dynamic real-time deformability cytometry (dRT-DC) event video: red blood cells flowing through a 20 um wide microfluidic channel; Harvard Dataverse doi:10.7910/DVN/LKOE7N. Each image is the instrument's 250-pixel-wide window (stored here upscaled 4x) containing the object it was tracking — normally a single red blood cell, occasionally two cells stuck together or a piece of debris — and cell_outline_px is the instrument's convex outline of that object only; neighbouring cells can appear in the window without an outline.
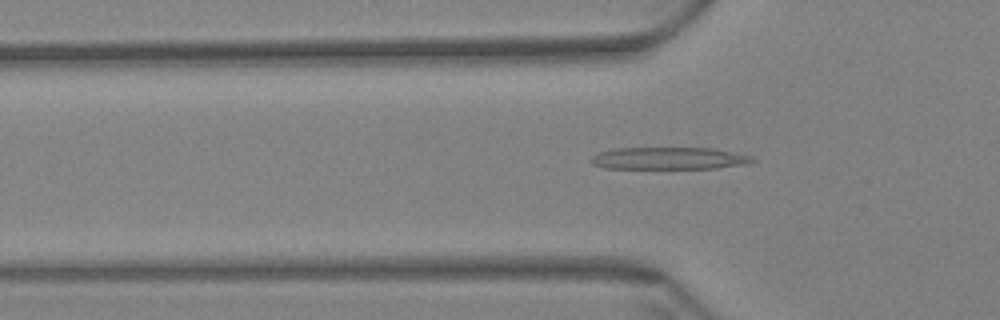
{"species": "Egyptian fruit bat (a non-hibernating species)", "species_latin": "Rousettus aegyptiacus", "temperature_condition": "warm", "stored_images_in_passage": 59, "camera_frame_rate_fps": 3000, "um_per_image_px": 0.085, "animal": {"sex": "female"}, "frame": {"image": 1, "passage_image": 19, "time_ms": 6.0, "image_size_px": [1000, 320], "cell_outline_px": [[756, 160], [748, 164], [716, 168], [604, 168], [592, 164], [592, 156], [596, 152], [612, 148], [712, 148], [752, 156]], "centroid_in_image_um": [56.84, 13.45], "position_along_channel_um": 69.0, "area_um2": 20.87}}
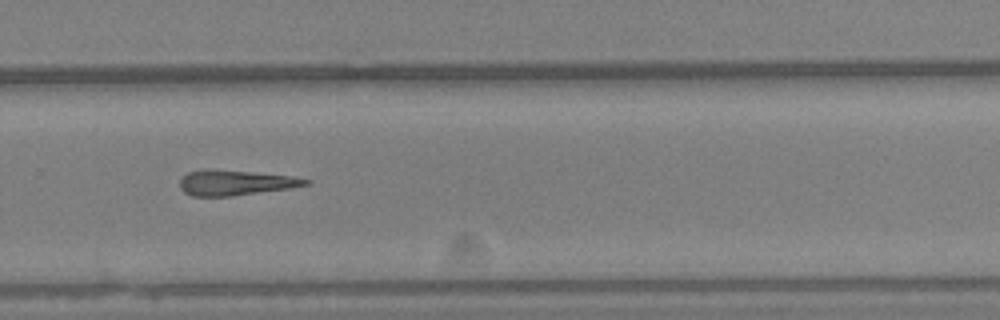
{"frame": {"image": 2, "passage_image": 40, "time_ms": 13.0, "image_size_px": [1000, 320], "cell_outline_px": [[312, 180], [308, 184], [288, 188], [232, 196], [192, 196], [184, 192], [180, 188], [180, 180], [188, 172], [204, 168], [212, 168], [292, 176]], "centroid_in_image_um": [19.96, 15.51], "position_along_channel_um": 309.8, "area_um2": 18.5}}
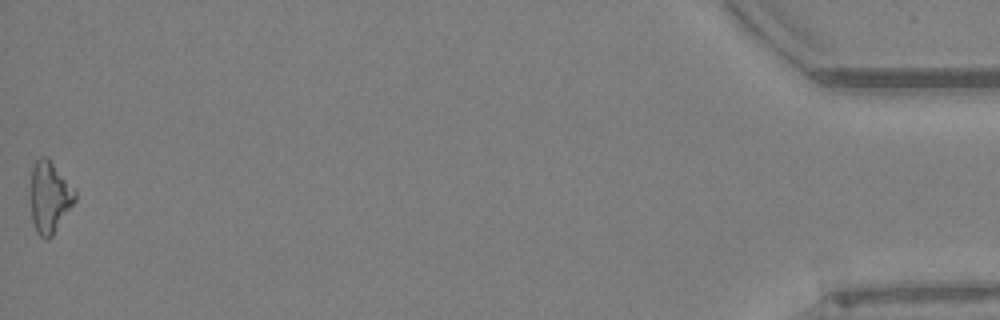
{"frame": {"image": 3, "passage_image": 59, "time_ms": 19.333, "image_size_px": [1000, 320], "cell_outline_px": [[76, 200], [52, 236], [48, 240], [40, 236], [36, 232], [32, 220], [28, 192], [32, 168], [36, 160], [40, 156], [48, 156], [76, 188]], "centroid_in_image_um": [4.19, 16.71], "position_along_channel_um": 431.0, "area_um2": 19.36}}